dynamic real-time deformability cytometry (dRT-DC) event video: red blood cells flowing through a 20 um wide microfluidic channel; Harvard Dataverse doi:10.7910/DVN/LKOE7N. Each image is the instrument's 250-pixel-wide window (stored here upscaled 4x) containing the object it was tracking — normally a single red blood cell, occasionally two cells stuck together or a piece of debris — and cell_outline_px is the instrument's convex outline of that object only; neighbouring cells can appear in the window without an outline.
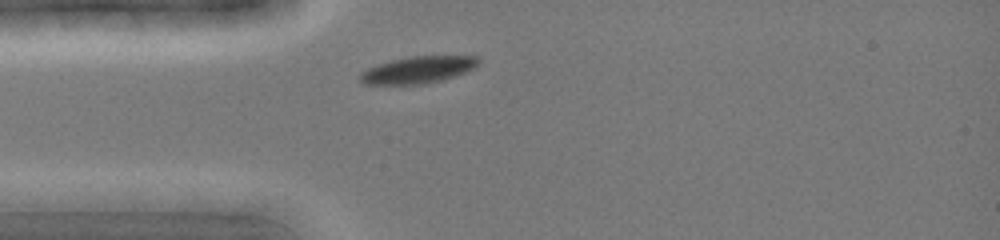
{"species": "common noctule bat (a hibernating species)", "species_latin": "Nyctalus noctula", "temperature_condition": "cold", "stored_images_in_passage": 4, "camera_frame_rate_fps": 3000, "um_per_image_px": 0.085, "animal": {"sex": "female", "body_mass_g": 19.0, "forearm_length_mm": 51.5}, "frame": {"image": 1, "passage_image": 3, "time_ms": 1.0, "image_size_px": [1000, 240], "cell_outline_px": [[480, 64], [476, 68], [440, 80], [424, 84], [364, 84], [360, 80], [360, 72], [368, 68], [392, 60], [412, 56], [476, 56], [480, 60]], "centroid_in_image_um": [35.55, 5.93], "position_along_channel_um": 49.4, "area_um2": 18.32}}